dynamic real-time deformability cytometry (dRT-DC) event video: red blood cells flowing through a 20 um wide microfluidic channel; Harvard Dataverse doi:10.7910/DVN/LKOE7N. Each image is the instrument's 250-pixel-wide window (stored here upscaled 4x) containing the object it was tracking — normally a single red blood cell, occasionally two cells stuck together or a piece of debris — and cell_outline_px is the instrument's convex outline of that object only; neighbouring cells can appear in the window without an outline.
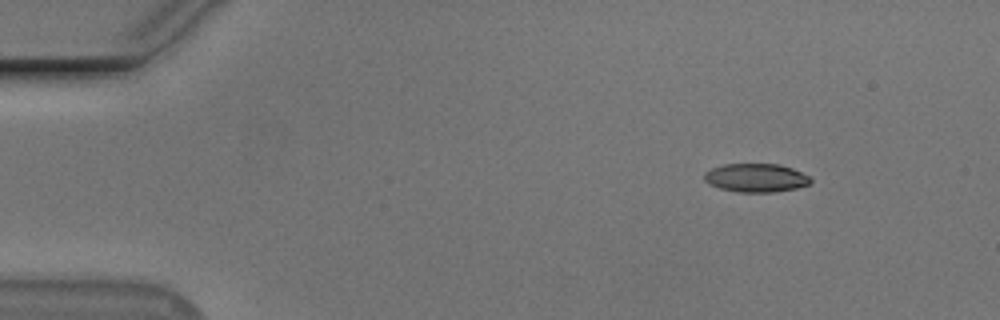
{"species": "Egyptian fruit bat (a non-hibernating species)", "species_latin": "Rousettus aegyptiacus", "temperature_condition": "cold", "stored_images_in_passage": 3, "camera_frame_rate_fps": 3000, "um_per_image_px": 0.085, "animal": {"sex": "male"}, "frame": {"image": 1, "passage_image": 1, "time_ms": 0.0, "image_size_px": [1000, 320], "cell_outline_px": [[812, 184], [796, 188], [772, 192], [740, 192], [720, 188], [708, 184], [704, 180], [704, 172], [712, 168], [724, 164], [780, 164], [792, 168], [808, 176], [812, 180]], "centroid_in_image_um": [64.25, 15.11], "position_along_channel_um": 20.7, "area_um2": 17.69}}
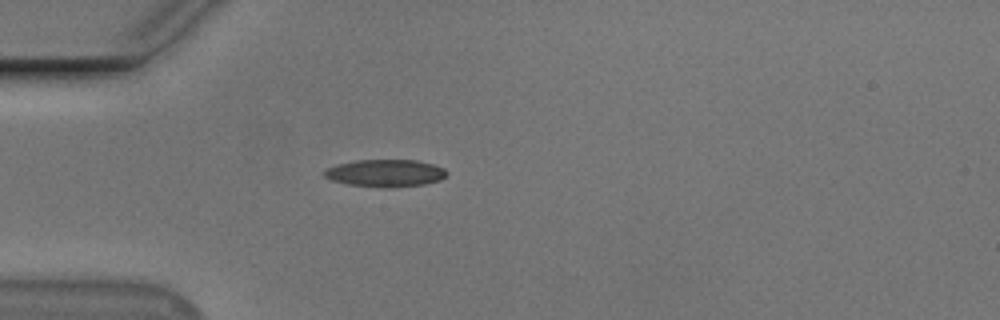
{"frame": {"image": 2, "passage_image": 3, "time_ms": 3.0, "image_size_px": [1000, 320], "cell_outline_px": [[448, 176], [440, 180], [424, 184], [388, 188], [348, 184], [332, 180], [324, 176], [324, 172], [328, 168], [340, 164], [356, 160], [416, 160], [432, 164], [444, 168], [448, 172]], "centroid_in_image_um": [32.81, 14.72], "position_along_channel_um": 52.2, "area_um2": 19.36}}